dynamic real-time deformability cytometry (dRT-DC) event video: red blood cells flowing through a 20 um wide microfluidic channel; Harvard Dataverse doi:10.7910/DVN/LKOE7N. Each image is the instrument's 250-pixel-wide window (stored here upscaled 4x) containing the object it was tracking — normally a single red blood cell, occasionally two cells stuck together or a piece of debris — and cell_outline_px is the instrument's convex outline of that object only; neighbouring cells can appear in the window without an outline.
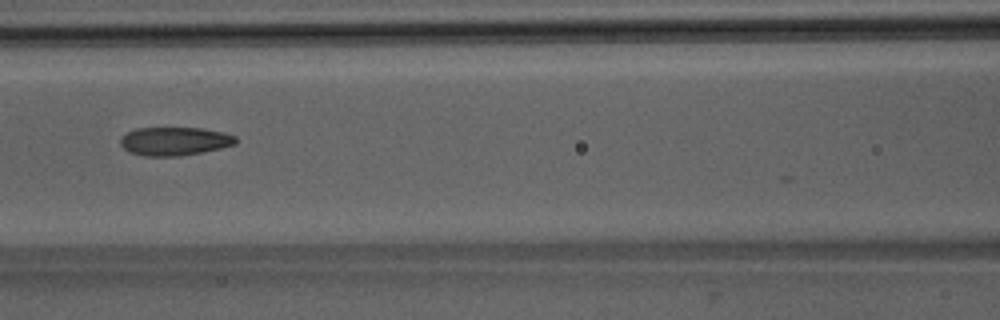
{"species": "Egyptian fruit bat (a non-hibernating species)", "species_latin": "Rousettus aegyptiacus", "temperature_condition": "room temperature", "stored_images_in_passage": 7, "camera_frame_rate_fps": 3000, "um_per_image_px": 0.085, "animal": {"sex": "male"}, "frame": {"image": 1, "passage_image": 6, "time_ms": 6.667, "image_size_px": [1000, 320], "cell_outline_px": [[236, 144], [220, 148], [180, 156], [144, 156], [128, 152], [120, 144], [120, 140], [128, 132], [136, 128], [200, 128], [224, 132], [236, 136]], "centroid_in_image_um": [14.84, 12.0], "position_along_channel_um": 151.8, "area_um2": 19.02}}